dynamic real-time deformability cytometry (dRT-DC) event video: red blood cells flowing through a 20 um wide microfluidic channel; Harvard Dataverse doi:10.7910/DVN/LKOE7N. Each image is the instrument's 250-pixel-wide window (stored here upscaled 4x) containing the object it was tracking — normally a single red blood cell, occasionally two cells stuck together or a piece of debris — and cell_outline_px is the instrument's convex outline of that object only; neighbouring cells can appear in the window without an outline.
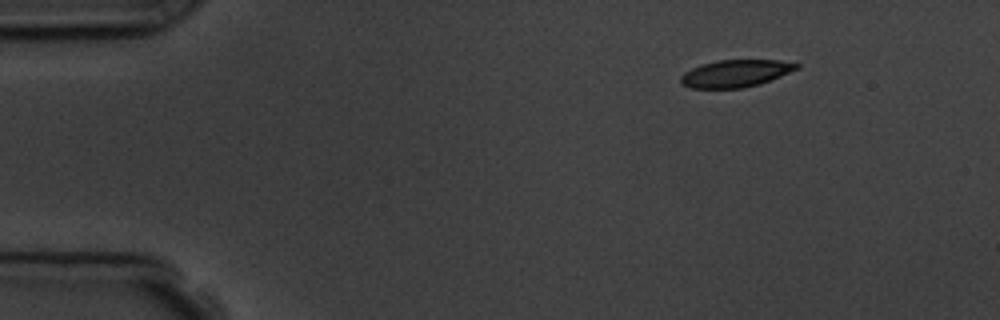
{"species": "common noctule bat (a hibernating species)", "species_latin": "Nyctalus noctula", "temperature_condition": "room temperature", "stored_images_in_passage": 3, "camera_frame_rate_fps": 3000, "um_per_image_px": 0.085, "animal": {"sex": "male", "body_mass_g": 19.5, "forearm_length_mm": 54.6}, "frame": {"image": 1, "passage_image": 1, "time_ms": 0.0, "image_size_px": [1000, 320], "cell_outline_px": [[800, 68], [760, 84], [744, 88], [692, 88], [680, 84], [680, 76], [684, 72], [692, 68], [716, 60], [780, 60], [800, 64]], "centroid_in_image_um": [62.52, 6.24], "position_along_channel_um": 22.5, "area_um2": 18.44}}
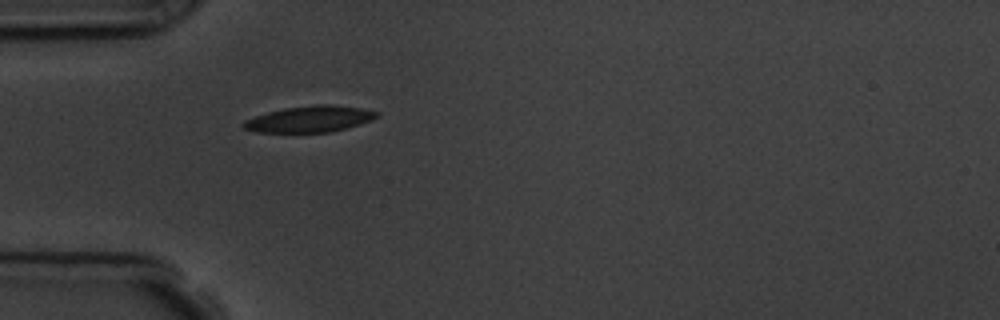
{"frame": {"image": 2, "passage_image": 3, "time_ms": 3.0, "image_size_px": [1000, 320], "cell_outline_px": [[380, 116], [372, 120], [360, 124], [332, 132], [256, 132], [244, 128], [240, 124], [244, 120], [268, 112], [284, 108], [316, 104], [328, 104], [360, 108], [380, 112]], "centroid_in_image_um": [26.34, 10.12], "position_along_channel_um": 58.7, "area_um2": 20.4}}